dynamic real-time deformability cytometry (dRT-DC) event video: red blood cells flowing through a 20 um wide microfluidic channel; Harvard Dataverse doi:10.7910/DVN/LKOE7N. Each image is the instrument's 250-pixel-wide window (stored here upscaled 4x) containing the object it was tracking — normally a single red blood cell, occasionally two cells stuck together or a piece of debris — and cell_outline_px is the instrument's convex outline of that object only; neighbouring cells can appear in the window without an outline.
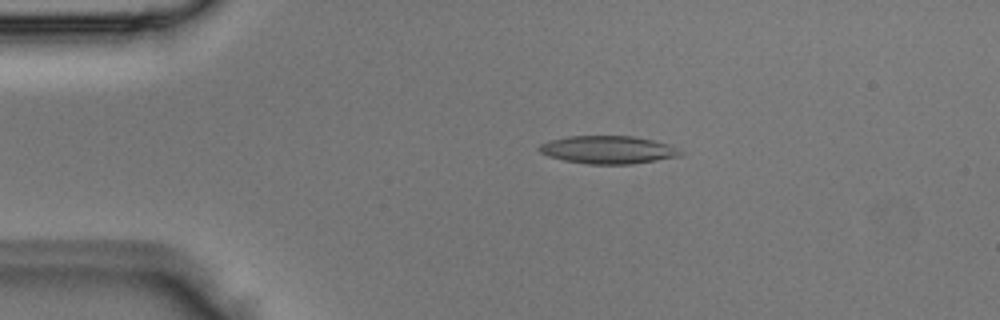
{"species": "Egyptian fruit bat (a non-hibernating species)", "species_latin": "Rousettus aegyptiacus", "temperature_condition": "room temperature", "stored_images_in_passage": 4, "camera_frame_rate_fps": 3000, "um_per_image_px": 0.085, "animal": {"sex": "male"}, "frame": {"image": 1, "passage_image": 3, "time_ms": 0.667, "image_size_px": [1000, 320], "cell_outline_px": [[680, 156], [632, 164], [588, 164], [564, 160], [548, 156], [540, 152], [536, 148], [540, 144], [548, 140], [568, 136], [632, 136], [672, 144], [680, 152]], "centroid_in_image_um": [51.64, 12.72], "position_along_channel_um": 33.4, "area_um2": 22.95}}